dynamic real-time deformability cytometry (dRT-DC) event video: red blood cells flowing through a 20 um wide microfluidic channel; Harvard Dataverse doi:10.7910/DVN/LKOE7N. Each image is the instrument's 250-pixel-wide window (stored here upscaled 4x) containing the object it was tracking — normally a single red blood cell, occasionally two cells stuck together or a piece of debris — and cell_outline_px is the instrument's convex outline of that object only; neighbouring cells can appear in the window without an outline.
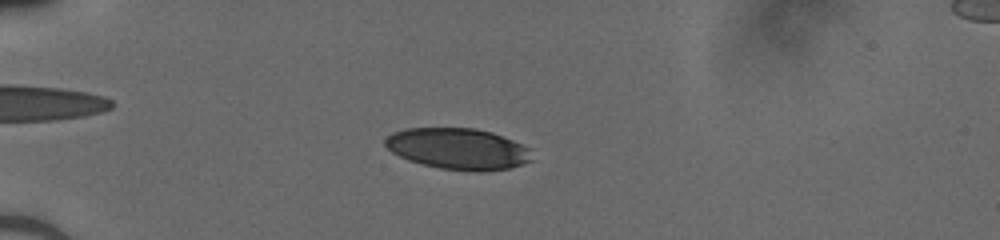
{"species": "human", "species_latin": "Homo sapiens", "temperature_condition": "cold", "stored_images_in_passage": 51, "camera_frame_rate_fps": 3000, "um_per_image_px": 0.085, "donor": {"sex": "male"}, "frame": {"image": 1, "passage_image": 15, "time_ms": 4.667, "image_size_px": [1000, 240], "cell_outline_px": [[532, 160], [524, 164], [508, 168], [480, 172], [476, 172], [440, 168], [408, 160], [392, 152], [384, 144], [384, 140], [392, 132], [404, 128], [472, 128], [492, 132], [532, 148]], "centroid_in_image_um": [38.96, 12.64], "position_along_channel_um": 46.0, "area_um2": 35.37}}
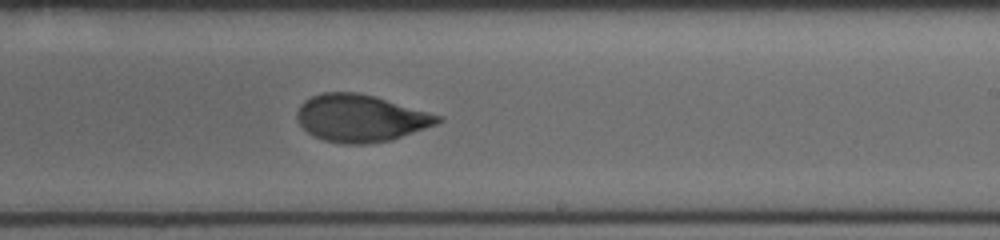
{"frame": {"image": 2, "passage_image": 33, "time_ms": 10.667, "image_size_px": [1000, 240], "cell_outline_px": [[444, 120], [436, 124], [392, 140], [364, 144], [340, 144], [324, 140], [308, 132], [300, 124], [296, 116], [296, 112], [300, 104], [304, 100], [320, 92], [356, 92], [376, 96], [444, 116]], "centroid_in_image_um": [30.67, 10.03], "position_along_channel_um": 258.3, "area_um2": 38.96}}
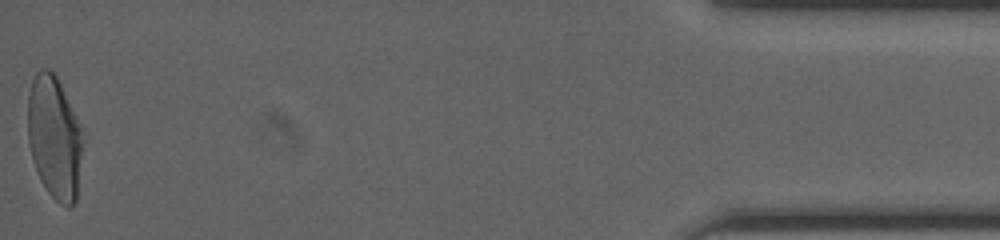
{"frame": {"image": 3, "passage_image": 51, "time_ms": 16.667, "image_size_px": [1000, 240], "cell_outline_px": [[80, 156], [76, 200], [68, 208], [60, 204], [48, 192], [40, 180], [32, 156], [28, 140], [28, 96], [32, 80], [36, 72], [40, 68], [48, 68], [56, 76], [60, 84], [80, 128]], "centroid_in_image_um": [4.57, 11.68], "position_along_channel_um": 430.6, "area_um2": 38.26}}